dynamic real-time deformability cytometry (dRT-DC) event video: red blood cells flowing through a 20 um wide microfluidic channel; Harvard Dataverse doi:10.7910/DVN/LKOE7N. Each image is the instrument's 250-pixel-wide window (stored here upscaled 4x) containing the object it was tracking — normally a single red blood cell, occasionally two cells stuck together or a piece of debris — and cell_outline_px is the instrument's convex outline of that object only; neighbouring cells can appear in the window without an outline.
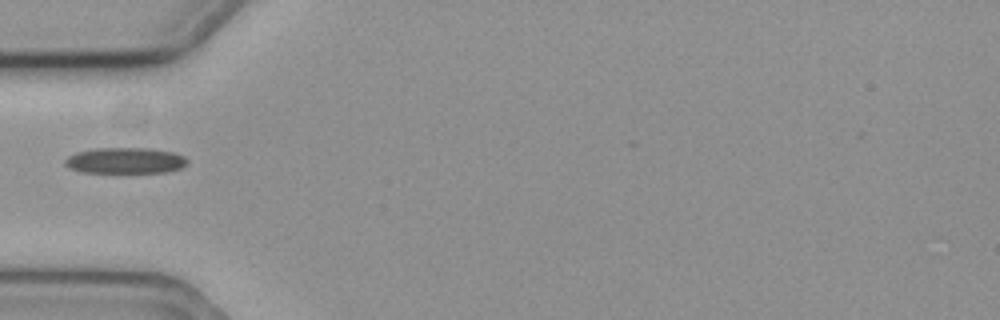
{"species": "common noctule bat (a hibernating species)", "species_latin": "Nyctalus noctula", "temperature_condition": "cold", "stored_images_in_passage": 6, "camera_frame_rate_fps": 3000, "um_per_image_px": 0.085, "animal": {"sex": "female", "body_mass_g": 19.3, "forearm_length_mm": 54.1}, "frame": {"image": 1, "passage_image": 1, "time_ms": 0.0, "image_size_px": [1000, 320], "cell_outline_px": [[188, 160], [180, 168], [164, 172], [80, 172], [68, 168], [64, 164], [64, 160], [68, 156], [76, 152], [96, 148], [148, 148], [172, 152], [184, 156]], "centroid_in_image_um": [10.58, 13.64], "position_along_channel_um": 74.4, "area_um2": 18.38}}
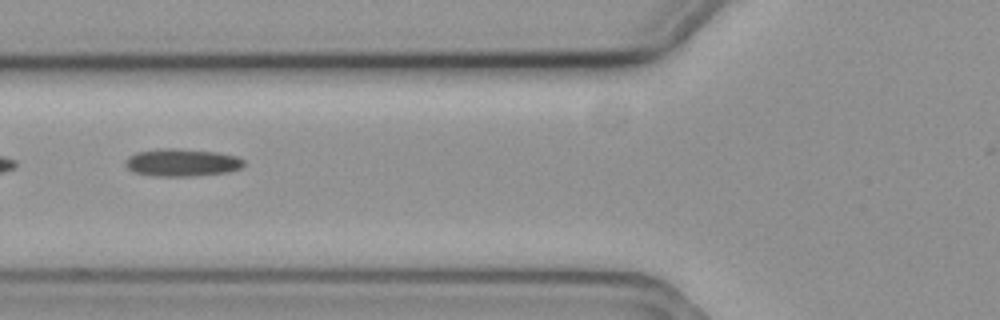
{"frame": {"image": 2, "passage_image": 4, "time_ms": 1.0, "image_size_px": [1000, 320], "cell_outline_px": [[244, 164], [240, 168], [228, 172], [188, 176], [152, 176], [136, 172], [128, 168], [124, 164], [124, 160], [128, 156], [136, 152], [156, 148], [180, 148], [216, 152], [236, 156], [244, 160]], "centroid_in_image_um": [15.42, 13.8], "position_along_channel_um": 110.4, "area_um2": 19.13}}